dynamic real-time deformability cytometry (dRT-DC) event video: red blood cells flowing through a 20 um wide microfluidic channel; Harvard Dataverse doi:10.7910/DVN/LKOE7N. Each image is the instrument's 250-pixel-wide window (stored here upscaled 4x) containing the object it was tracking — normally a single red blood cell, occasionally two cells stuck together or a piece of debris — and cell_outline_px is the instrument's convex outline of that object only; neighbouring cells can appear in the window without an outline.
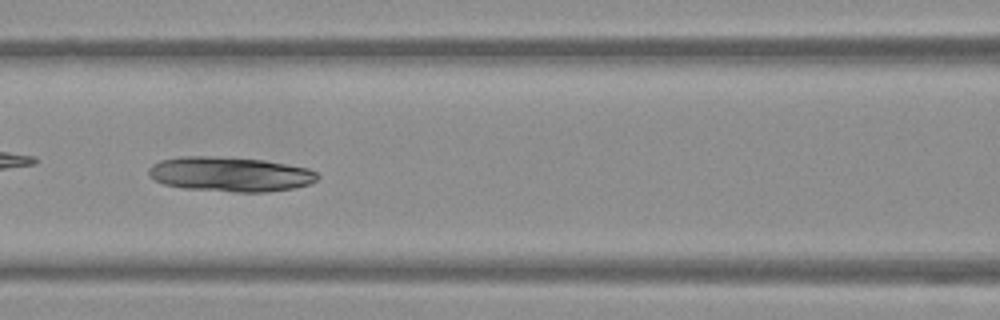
{"species": "Egyptian fruit bat (a non-hibernating species)", "species_latin": "Rousettus aegyptiacus", "temperature_condition": "warm", "stored_images_in_passage": 54, "camera_frame_rate_fps": 3000, "um_per_image_px": 0.085, "frame": {"image": 1, "passage_image": 24, "time_ms": 7.667, "image_size_px": [1000, 320], "cell_outline_px": [[320, 176], [316, 180], [308, 184], [292, 188], [268, 192], [236, 192], [184, 188], [164, 184], [148, 176], [148, 168], [152, 164], [160, 160], [180, 156], [208, 156], [264, 160], [308, 168], [316, 172]], "centroid_in_image_um": [19.53, 14.8], "position_along_channel_um": 147.1, "area_um2": 34.1}}